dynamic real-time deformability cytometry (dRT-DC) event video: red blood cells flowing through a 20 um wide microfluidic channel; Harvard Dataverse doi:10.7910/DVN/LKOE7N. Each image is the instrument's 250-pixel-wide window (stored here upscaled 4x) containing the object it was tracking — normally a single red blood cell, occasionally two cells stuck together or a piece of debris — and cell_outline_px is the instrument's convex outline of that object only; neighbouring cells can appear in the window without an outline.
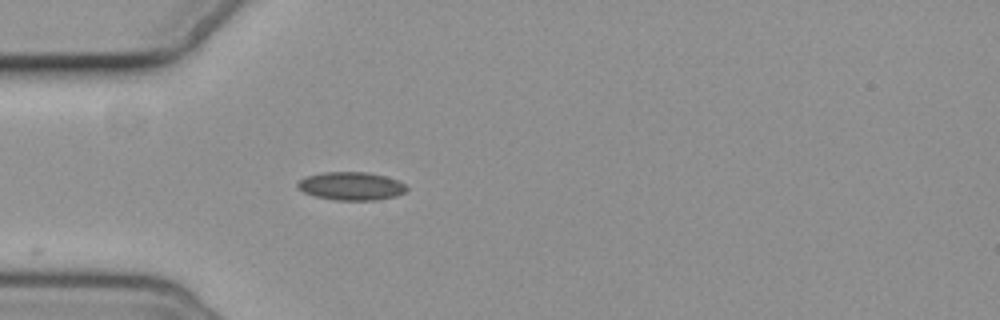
{"species": "common noctule bat (a hibernating species)", "species_latin": "Nyctalus noctula", "temperature_condition": "cold", "stored_images_in_passage": 4, "camera_frame_rate_fps": 3000, "um_per_image_px": 0.085, "animal": {"sex": "female", "body_mass_g": 19.3, "forearm_length_mm": 54.1}, "frame": {"image": 1, "passage_image": 4, "time_ms": 4.0, "image_size_px": [1000, 320], "cell_outline_px": [[408, 188], [404, 192], [396, 196], [376, 200], [336, 200], [316, 196], [304, 192], [296, 184], [304, 176], [324, 172], [368, 172], [384, 176], [396, 180], [404, 184]], "centroid_in_image_um": [29.84, 15.81], "position_along_channel_um": 55.2, "area_um2": 17.74}}